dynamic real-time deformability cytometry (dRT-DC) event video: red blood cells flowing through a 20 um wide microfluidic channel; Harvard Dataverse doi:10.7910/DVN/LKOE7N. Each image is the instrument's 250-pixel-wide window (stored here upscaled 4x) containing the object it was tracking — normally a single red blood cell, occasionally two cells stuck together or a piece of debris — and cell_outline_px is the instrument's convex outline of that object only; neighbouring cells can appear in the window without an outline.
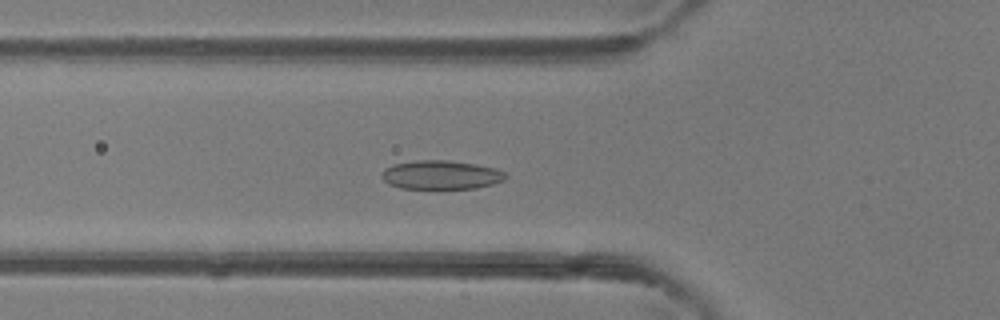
{"species": "common noctule bat (a hibernating species)", "species_latin": "Nyctalus noctula", "temperature_condition": "room temperature", "stored_images_in_passage": 46, "camera_frame_rate_fps": 3000, "um_per_image_px": 0.085, "animal": {"sex": "female"}, "frame": {"image": 1, "passage_image": 16, "time_ms": 5.0, "image_size_px": [1000, 320], "cell_outline_px": [[508, 176], [504, 180], [492, 184], [476, 188], [436, 192], [400, 188], [388, 184], [380, 176], [380, 172], [384, 168], [392, 164], [416, 160], [448, 160], [476, 164], [496, 168], [504, 172]], "centroid_in_image_um": [37.44, 14.91], "position_along_channel_um": 88.4, "area_um2": 22.08}}
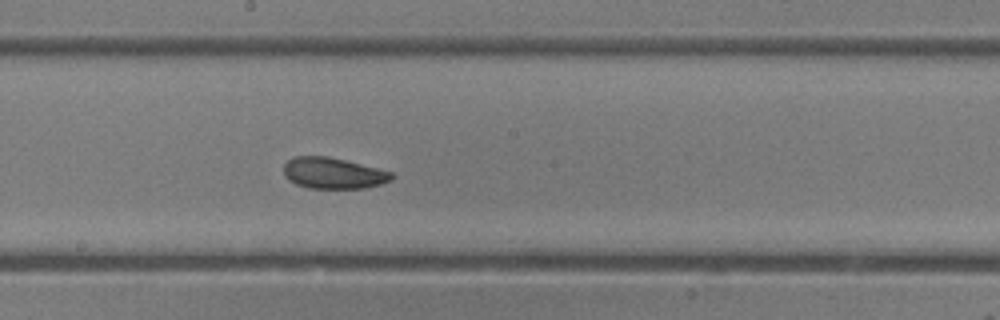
{"frame": {"image": 2, "passage_image": 25, "time_ms": 8.0, "image_size_px": [1000, 320], "cell_outline_px": [[396, 176], [392, 180], [380, 184], [364, 188], [308, 188], [296, 184], [288, 180], [284, 176], [284, 164], [292, 156], [328, 156], [392, 172]], "centroid_in_image_um": [28.3, 14.72], "position_along_channel_um": 219.9, "area_um2": 19.59}}
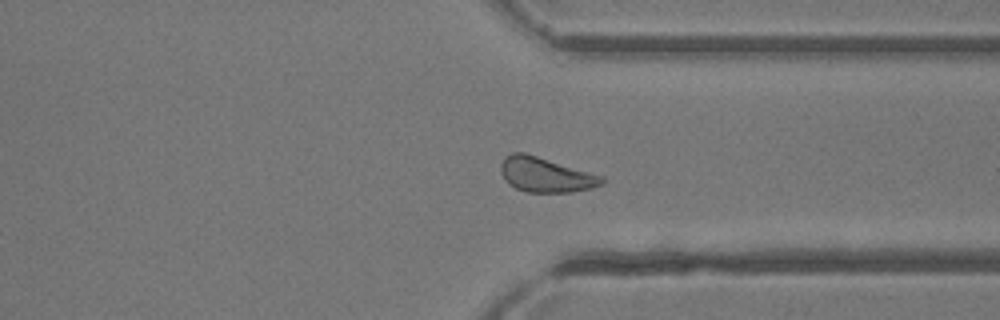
{"frame": {"image": 3, "passage_image": 35, "time_ms": 11.333, "image_size_px": [1000, 320], "cell_outline_px": [[604, 184], [592, 188], [572, 192], [528, 192], [516, 188], [508, 184], [504, 180], [500, 172], [500, 164], [504, 156], [512, 152], [524, 152], [604, 176]], "centroid_in_image_um": [46.36, 14.85], "position_along_channel_um": 365.0, "area_um2": 20.69}, "authors_computed_cell_mechanics": {"area_um2": 20.9814, "velocity_mm_per_s": 4.374, "shape_relaxation_time_tau1_ms": 6.721, "shape_relaxation_time_tau2_ms": 4.0461, "deformation_change_tau1": 0.1085, "deformation_change_tau2": 0.1051}}